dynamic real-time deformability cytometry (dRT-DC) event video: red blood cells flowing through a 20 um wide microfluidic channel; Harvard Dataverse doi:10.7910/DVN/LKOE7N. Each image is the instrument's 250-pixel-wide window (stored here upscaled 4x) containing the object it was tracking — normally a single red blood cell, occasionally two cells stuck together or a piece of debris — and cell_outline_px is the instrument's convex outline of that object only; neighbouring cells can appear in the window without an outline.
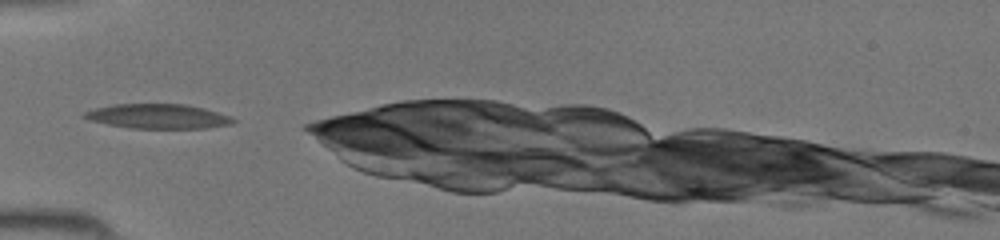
{"species": "common noctule bat (a hibernating species)", "species_latin": "Nyctalus noctula", "temperature_condition": "room temperature", "stored_images_in_passage": 19, "camera_frame_rate_fps": 3000, "um_per_image_px": 0.085, "animal": {"sex": "female", "body_mass_g": 19.5, "forearm_length_mm": 54.1}, "frame": {"image": 1, "passage_image": 1, "time_ms": 0.0, "image_size_px": [1000, 240], "cell_outline_px": [[236, 120], [232, 124], [208, 128], [128, 128], [88, 120], [80, 116], [84, 112], [96, 108], [112, 104], [188, 104], [204, 108], [228, 116]], "centroid_in_image_um": [13.39, 9.88], "position_along_channel_um": 71.6, "area_um2": 21.33}}